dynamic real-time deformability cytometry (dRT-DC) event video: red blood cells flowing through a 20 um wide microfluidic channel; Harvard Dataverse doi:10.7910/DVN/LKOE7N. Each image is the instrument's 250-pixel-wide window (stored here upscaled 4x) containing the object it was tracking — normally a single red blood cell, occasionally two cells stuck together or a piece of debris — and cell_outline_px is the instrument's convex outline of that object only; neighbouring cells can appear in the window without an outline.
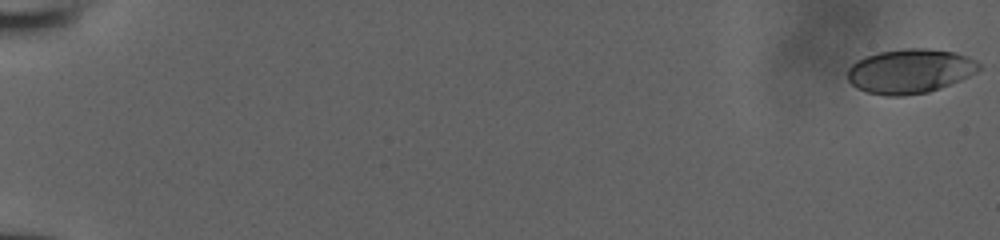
{"species": "human", "species_latin": "Homo sapiens", "temperature_condition": "room temperature", "stored_images_in_passage": 20, "camera_frame_rate_fps": 3000, "um_per_image_px": 0.085, "donor": {"sex": "male"}, "frame": {"image": 1, "passage_image": 1, "time_ms": 0.0, "image_size_px": [1000, 240], "cell_outline_px": [[980, 68], [976, 72], [960, 80], [940, 88], [928, 92], [904, 96], [884, 96], [868, 92], [856, 88], [848, 80], [848, 68], [856, 60], [864, 56], [876, 52], [904, 48], [928, 48], [956, 52], [968, 56], [976, 60], [980, 64]], "centroid_in_image_um": [77.33, 6.03], "position_along_channel_um": 7.7, "area_um2": 34.33}}
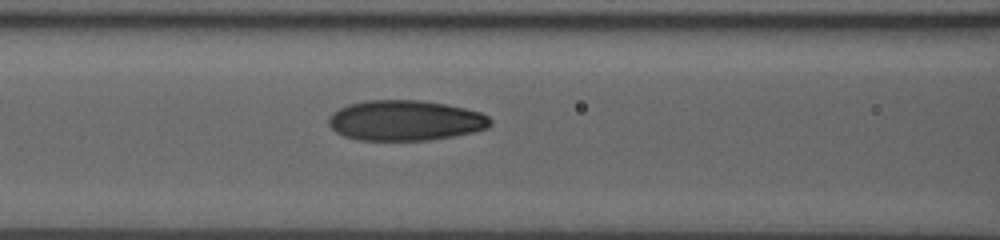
{"frame": {"image": 2, "passage_image": 15, "time_ms": 4.667, "image_size_px": [1000, 240], "cell_outline_px": [[492, 124], [488, 128], [472, 132], [452, 136], [428, 140], [360, 140], [344, 136], [336, 132], [328, 124], [328, 120], [332, 112], [348, 104], [368, 100], [420, 100], [444, 104], [464, 108], [480, 112], [488, 116], [492, 120]], "centroid_in_image_um": [34.44, 10.24], "position_along_channel_um": 132.2, "area_um2": 37.97}}
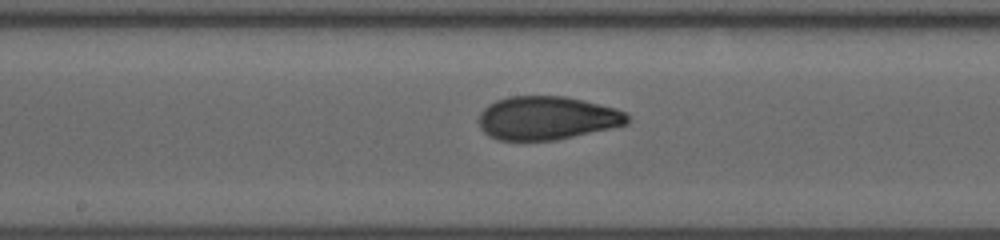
{"frame": {"image": 3, "passage_image": 20, "time_ms": 6.333, "image_size_px": [1000, 240], "cell_outline_px": [[628, 124], [556, 140], [500, 140], [488, 136], [480, 128], [476, 120], [480, 112], [488, 104], [496, 100], [508, 96], [564, 96], [616, 108], [624, 112], [628, 116]], "centroid_in_image_um": [46.43, 10.03], "position_along_channel_um": 201.8, "area_um2": 37.69}}